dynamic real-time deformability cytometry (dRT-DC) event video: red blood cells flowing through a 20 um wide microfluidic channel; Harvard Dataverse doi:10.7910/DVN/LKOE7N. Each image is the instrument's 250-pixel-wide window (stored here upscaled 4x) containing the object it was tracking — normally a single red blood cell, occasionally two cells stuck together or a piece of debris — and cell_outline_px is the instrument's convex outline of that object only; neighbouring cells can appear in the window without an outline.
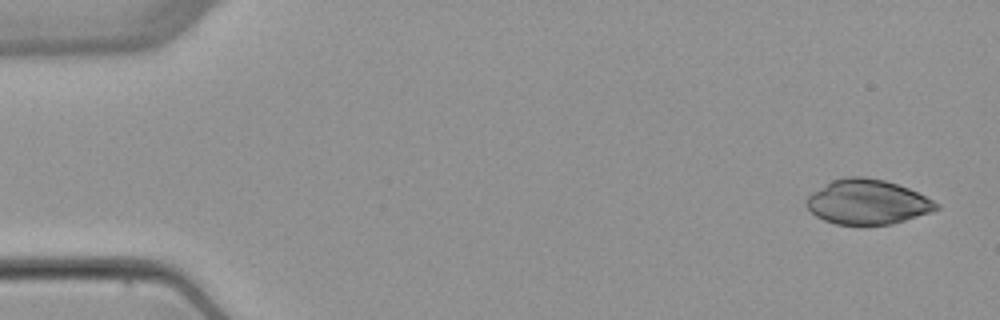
{"species": "common noctule bat (a hibernating species)", "species_latin": "Nyctalus noctula", "temperature_condition": "warm", "stored_images_in_passage": 3, "camera_frame_rate_fps": 3000, "um_per_image_px": 0.085, "animal": {"sex": "female", "body_mass_g": 22.7, "forearm_length_mm": 54.2}, "frame": {"image": 1, "passage_image": 1, "time_ms": 0.0, "image_size_px": [1000, 320], "cell_outline_px": [[940, 208], [932, 212], [892, 224], [864, 228], [860, 228], [836, 224], [824, 220], [816, 216], [804, 204], [808, 196], [812, 192], [832, 180], [844, 176], [864, 176], [884, 180], [908, 188], [940, 204]], "centroid_in_image_um": [73.71, 17.21], "position_along_channel_um": 11.3, "area_um2": 34.62}}